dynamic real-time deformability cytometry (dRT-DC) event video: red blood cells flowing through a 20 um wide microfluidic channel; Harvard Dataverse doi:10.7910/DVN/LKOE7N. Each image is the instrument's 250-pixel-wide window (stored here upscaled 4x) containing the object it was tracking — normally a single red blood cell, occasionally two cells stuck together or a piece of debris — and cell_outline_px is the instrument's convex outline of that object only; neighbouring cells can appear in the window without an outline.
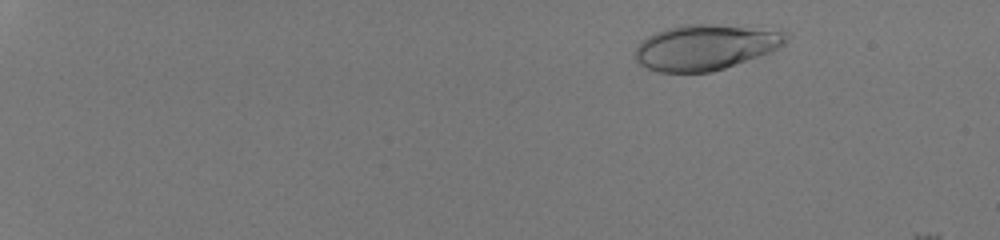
{"species": "human", "species_latin": "Homo sapiens", "temperature_condition": "room temperature", "stored_images_in_passage": 49, "camera_frame_rate_fps": 3000, "um_per_image_px": 0.085, "donor": {"sex": "male"}, "frame": {"image": 1, "passage_image": 5, "time_ms": 1.333, "image_size_px": [1000, 240], "cell_outline_px": [[788, 36], [784, 44], [772, 52], [712, 72], [660, 72], [644, 68], [636, 60], [636, 48], [640, 40], [656, 32], [680, 24], [712, 24], [784, 32]], "centroid_in_image_um": [59.9, 4.03], "position_along_channel_um": 25.1, "area_um2": 39.65}}
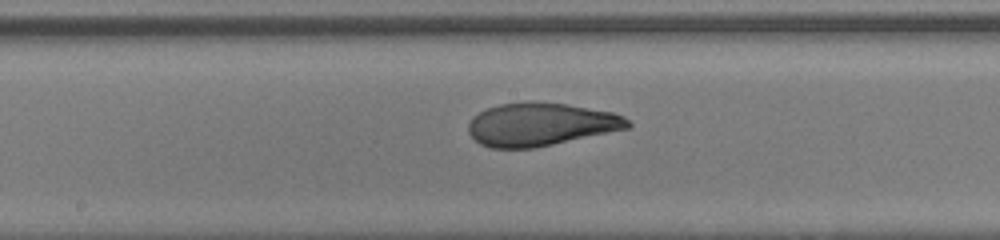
{"frame": {"image": 2, "passage_image": 29, "time_ms": 9.333, "image_size_px": [1000, 240], "cell_outline_px": [[632, 124], [628, 128], [552, 144], [532, 148], [488, 148], [480, 144], [468, 132], [468, 124], [472, 116], [488, 108], [500, 104], [528, 100], [532, 100], [568, 104], [612, 112], [624, 116]], "centroid_in_image_um": [45.92, 10.55], "position_along_channel_um": 202.3, "area_um2": 40.06}}
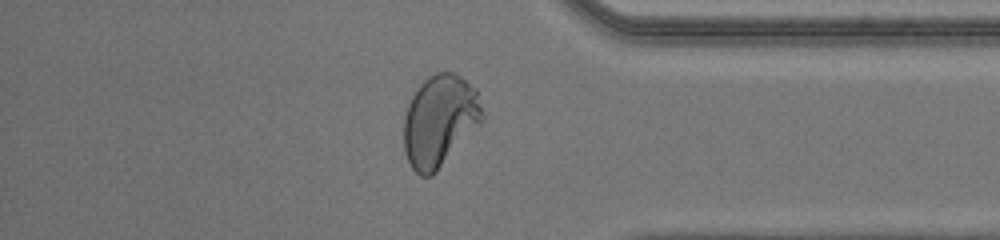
{"frame": {"image": 3, "passage_image": 43, "time_ms": 14.0, "image_size_px": [1000, 240], "cell_outline_px": [[484, 116], [480, 124], [436, 172], [432, 176], [420, 176], [412, 168], [404, 152], [404, 116], [408, 104], [412, 96], [420, 84], [428, 76], [436, 72], [456, 72], [476, 88], [484, 112]], "centroid_in_image_um": [37.38, 10.24], "position_along_channel_um": 397.8, "area_um2": 42.08}, "authors_computed_cell_mechanics": {"area_um2": 39.9976, "velocity_mm_per_s": 4.3203, "shape_relaxation_time_tau1_ms": 4.1125, "shape_relaxation_time_tau2_ms": null, "deformation_change_tau1": 0.2167, "deformation_change_tau2": null}}